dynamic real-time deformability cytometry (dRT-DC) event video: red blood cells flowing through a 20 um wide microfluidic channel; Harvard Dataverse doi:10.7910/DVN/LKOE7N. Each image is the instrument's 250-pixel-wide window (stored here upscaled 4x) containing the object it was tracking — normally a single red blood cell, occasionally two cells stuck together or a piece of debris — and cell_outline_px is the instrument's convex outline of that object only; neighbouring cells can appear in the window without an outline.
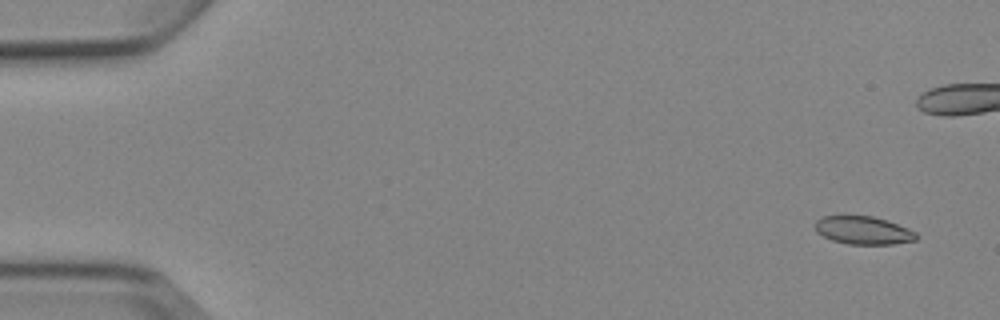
{"species": "Egyptian fruit bat (a non-hibernating species)", "species_latin": "Rousettus aegyptiacus", "temperature_condition": "cold", "stored_images_in_passage": 5, "camera_frame_rate_fps": 3000, "um_per_image_px": 0.085, "animal": {"sex": "female"}, "frame": {"image": 1, "passage_image": 1, "time_ms": 0.0, "image_size_px": [1000, 320], "cell_outline_px": [[916, 240], [892, 244], [848, 244], [832, 240], [816, 232], [816, 220], [824, 216], [872, 216], [908, 228], [916, 232]], "centroid_in_image_um": [73.37, 19.58], "position_along_channel_um": 11.6, "area_um2": 16.24}}